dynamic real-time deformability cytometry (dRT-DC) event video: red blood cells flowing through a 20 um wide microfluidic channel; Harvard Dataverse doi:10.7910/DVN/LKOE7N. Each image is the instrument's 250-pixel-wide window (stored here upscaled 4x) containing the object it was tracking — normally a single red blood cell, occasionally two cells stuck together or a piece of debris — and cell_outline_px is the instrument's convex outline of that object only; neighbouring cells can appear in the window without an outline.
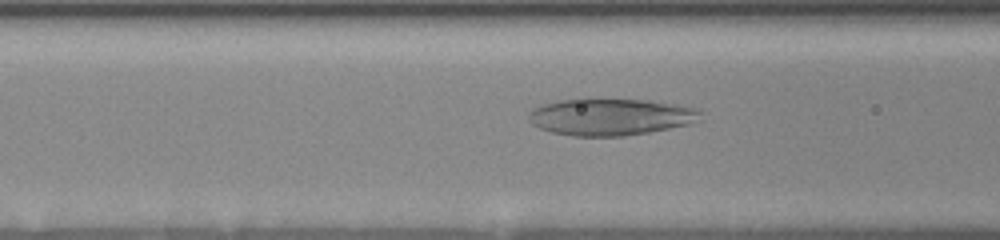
{"species": "human", "species_latin": "Homo sapiens", "temperature_condition": "room temperature", "stored_images_in_passage": 55, "camera_frame_rate_fps": 3000, "um_per_image_px": 0.085, "donor": {"sex": "female"}, "frame": {"image": 1, "passage_image": 22, "time_ms": 7.0, "image_size_px": [1000, 240], "cell_outline_px": [[700, 112], [688, 124], [648, 132], [624, 136], [572, 136], [552, 132], [540, 128], [532, 124], [528, 120], [528, 112], [532, 108], [544, 104], [576, 96], [588, 96], [648, 100], [684, 104], [700, 108]], "centroid_in_image_um": [51.81, 9.87], "position_along_channel_um": 114.8, "area_um2": 37.92}}
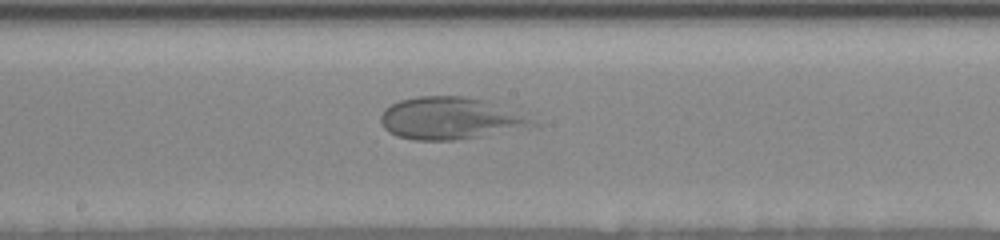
{"frame": {"image": 2, "passage_image": 30, "time_ms": 9.667, "image_size_px": [1000, 240], "cell_outline_px": [[540, 124], [480, 136], [456, 140], [412, 140], [396, 136], [388, 132], [384, 128], [380, 120], [380, 116], [384, 108], [400, 100], [416, 96], [464, 96], [488, 100], [536, 112]], "centroid_in_image_um": [38.46, 10.02], "position_along_channel_um": 209.7, "area_um2": 38.78}}
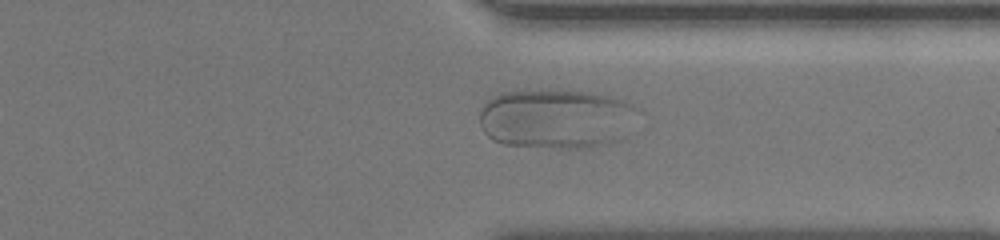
{"frame": {"image": 3, "passage_image": 43, "time_ms": 14.0, "image_size_px": [1000, 240], "cell_outline_px": [[644, 112], [620, 140], [604, 144], [580, 148], [552, 148], [504, 144], [492, 140], [484, 132], [480, 124], [480, 112], [484, 104], [488, 100], [500, 92], [588, 92], [628, 100], [640, 108]], "centroid_in_image_um": [47.37, 10.11], "position_along_channel_um": 364.0, "area_um2": 55.2}}